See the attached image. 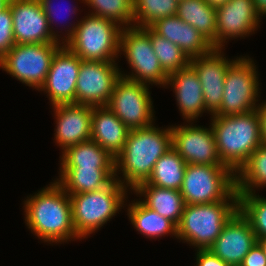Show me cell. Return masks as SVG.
Returning a JSON list of instances; mask_svg holds the SVG:
<instances>
[{
  "mask_svg": "<svg viewBox=\"0 0 266 266\" xmlns=\"http://www.w3.org/2000/svg\"><path fill=\"white\" fill-rule=\"evenodd\" d=\"M23 202L25 225L38 239L52 245L81 240L73 225L70 195L55 180Z\"/></svg>",
  "mask_w": 266,
  "mask_h": 266,
  "instance_id": "cell-1",
  "label": "cell"
},
{
  "mask_svg": "<svg viewBox=\"0 0 266 266\" xmlns=\"http://www.w3.org/2000/svg\"><path fill=\"white\" fill-rule=\"evenodd\" d=\"M162 128L153 124L130 130L115 158V178L130 191L148 180L155 163L172 147L171 126Z\"/></svg>",
  "mask_w": 266,
  "mask_h": 266,
  "instance_id": "cell-2",
  "label": "cell"
},
{
  "mask_svg": "<svg viewBox=\"0 0 266 266\" xmlns=\"http://www.w3.org/2000/svg\"><path fill=\"white\" fill-rule=\"evenodd\" d=\"M222 163L235 173L262 145L257 109L243 114L211 116L210 123Z\"/></svg>",
  "mask_w": 266,
  "mask_h": 266,
  "instance_id": "cell-3",
  "label": "cell"
},
{
  "mask_svg": "<svg viewBox=\"0 0 266 266\" xmlns=\"http://www.w3.org/2000/svg\"><path fill=\"white\" fill-rule=\"evenodd\" d=\"M73 23L69 22V25L64 27L66 33L62 36V44L81 60L116 61L119 58L123 27L114 21L89 13Z\"/></svg>",
  "mask_w": 266,
  "mask_h": 266,
  "instance_id": "cell-4",
  "label": "cell"
},
{
  "mask_svg": "<svg viewBox=\"0 0 266 266\" xmlns=\"http://www.w3.org/2000/svg\"><path fill=\"white\" fill-rule=\"evenodd\" d=\"M129 189L116 178L101 189L69 194L72 207V220L75 232L80 239H85L107 224L128 199Z\"/></svg>",
  "mask_w": 266,
  "mask_h": 266,
  "instance_id": "cell-5",
  "label": "cell"
},
{
  "mask_svg": "<svg viewBox=\"0 0 266 266\" xmlns=\"http://www.w3.org/2000/svg\"><path fill=\"white\" fill-rule=\"evenodd\" d=\"M239 210V200L185 205L177 226V239L198 249H208L225 224Z\"/></svg>",
  "mask_w": 266,
  "mask_h": 266,
  "instance_id": "cell-6",
  "label": "cell"
},
{
  "mask_svg": "<svg viewBox=\"0 0 266 266\" xmlns=\"http://www.w3.org/2000/svg\"><path fill=\"white\" fill-rule=\"evenodd\" d=\"M179 191L185 205L239 200L235 172L228 166L187 164Z\"/></svg>",
  "mask_w": 266,
  "mask_h": 266,
  "instance_id": "cell-7",
  "label": "cell"
},
{
  "mask_svg": "<svg viewBox=\"0 0 266 266\" xmlns=\"http://www.w3.org/2000/svg\"><path fill=\"white\" fill-rule=\"evenodd\" d=\"M255 64L249 56L234 59L225 75L220 108L211 116L243 114L258 108L261 89Z\"/></svg>",
  "mask_w": 266,
  "mask_h": 266,
  "instance_id": "cell-8",
  "label": "cell"
},
{
  "mask_svg": "<svg viewBox=\"0 0 266 266\" xmlns=\"http://www.w3.org/2000/svg\"><path fill=\"white\" fill-rule=\"evenodd\" d=\"M123 52V53H122ZM124 55L131 74L121 72V76L146 85L165 88L168 75L162 69L150 40V27H126L121 31L119 56Z\"/></svg>",
  "mask_w": 266,
  "mask_h": 266,
  "instance_id": "cell-9",
  "label": "cell"
},
{
  "mask_svg": "<svg viewBox=\"0 0 266 266\" xmlns=\"http://www.w3.org/2000/svg\"><path fill=\"white\" fill-rule=\"evenodd\" d=\"M62 43L15 44L1 59L0 69L26 86L39 90Z\"/></svg>",
  "mask_w": 266,
  "mask_h": 266,
  "instance_id": "cell-10",
  "label": "cell"
},
{
  "mask_svg": "<svg viewBox=\"0 0 266 266\" xmlns=\"http://www.w3.org/2000/svg\"><path fill=\"white\" fill-rule=\"evenodd\" d=\"M149 85L121 76L115 83L107 107L130 129H140L155 122Z\"/></svg>",
  "mask_w": 266,
  "mask_h": 266,
  "instance_id": "cell-11",
  "label": "cell"
},
{
  "mask_svg": "<svg viewBox=\"0 0 266 266\" xmlns=\"http://www.w3.org/2000/svg\"><path fill=\"white\" fill-rule=\"evenodd\" d=\"M116 61L81 60L76 82V104L107 106L115 83L121 77Z\"/></svg>",
  "mask_w": 266,
  "mask_h": 266,
  "instance_id": "cell-12",
  "label": "cell"
},
{
  "mask_svg": "<svg viewBox=\"0 0 266 266\" xmlns=\"http://www.w3.org/2000/svg\"><path fill=\"white\" fill-rule=\"evenodd\" d=\"M187 123L171 126L172 147L186 164L226 166L220 160L211 125L207 128Z\"/></svg>",
  "mask_w": 266,
  "mask_h": 266,
  "instance_id": "cell-13",
  "label": "cell"
},
{
  "mask_svg": "<svg viewBox=\"0 0 266 266\" xmlns=\"http://www.w3.org/2000/svg\"><path fill=\"white\" fill-rule=\"evenodd\" d=\"M81 59L63 44L53 56L44 84L38 91L47 94L52 106L76 104V82Z\"/></svg>",
  "mask_w": 266,
  "mask_h": 266,
  "instance_id": "cell-14",
  "label": "cell"
},
{
  "mask_svg": "<svg viewBox=\"0 0 266 266\" xmlns=\"http://www.w3.org/2000/svg\"><path fill=\"white\" fill-rule=\"evenodd\" d=\"M261 17L253 0H229L226 4L218 6L216 48L224 49L228 40L239 37L243 39L252 33L255 34L262 22Z\"/></svg>",
  "mask_w": 266,
  "mask_h": 266,
  "instance_id": "cell-15",
  "label": "cell"
},
{
  "mask_svg": "<svg viewBox=\"0 0 266 266\" xmlns=\"http://www.w3.org/2000/svg\"><path fill=\"white\" fill-rule=\"evenodd\" d=\"M222 50L225 49L213 48L207 54L191 58L189 63L202 85L205 108L209 115H213L220 108L225 75L234 61L226 58Z\"/></svg>",
  "mask_w": 266,
  "mask_h": 266,
  "instance_id": "cell-16",
  "label": "cell"
},
{
  "mask_svg": "<svg viewBox=\"0 0 266 266\" xmlns=\"http://www.w3.org/2000/svg\"><path fill=\"white\" fill-rule=\"evenodd\" d=\"M256 244L257 238L250 221L238 210L208 249L229 266H240Z\"/></svg>",
  "mask_w": 266,
  "mask_h": 266,
  "instance_id": "cell-17",
  "label": "cell"
},
{
  "mask_svg": "<svg viewBox=\"0 0 266 266\" xmlns=\"http://www.w3.org/2000/svg\"><path fill=\"white\" fill-rule=\"evenodd\" d=\"M12 12L15 44L61 43L52 35L39 0H13Z\"/></svg>",
  "mask_w": 266,
  "mask_h": 266,
  "instance_id": "cell-18",
  "label": "cell"
},
{
  "mask_svg": "<svg viewBox=\"0 0 266 266\" xmlns=\"http://www.w3.org/2000/svg\"><path fill=\"white\" fill-rule=\"evenodd\" d=\"M55 117L54 140L61 152L91 139L92 107L80 104L52 106Z\"/></svg>",
  "mask_w": 266,
  "mask_h": 266,
  "instance_id": "cell-19",
  "label": "cell"
},
{
  "mask_svg": "<svg viewBox=\"0 0 266 266\" xmlns=\"http://www.w3.org/2000/svg\"><path fill=\"white\" fill-rule=\"evenodd\" d=\"M168 86L174 89L176 104L186 122L196 121L203 112L209 113L205 108L202 85L190 65L171 73L165 87Z\"/></svg>",
  "mask_w": 266,
  "mask_h": 266,
  "instance_id": "cell-20",
  "label": "cell"
},
{
  "mask_svg": "<svg viewBox=\"0 0 266 266\" xmlns=\"http://www.w3.org/2000/svg\"><path fill=\"white\" fill-rule=\"evenodd\" d=\"M149 27L180 47L189 59L207 54L213 49L211 43L198 30L177 15L160 18Z\"/></svg>",
  "mask_w": 266,
  "mask_h": 266,
  "instance_id": "cell-21",
  "label": "cell"
},
{
  "mask_svg": "<svg viewBox=\"0 0 266 266\" xmlns=\"http://www.w3.org/2000/svg\"><path fill=\"white\" fill-rule=\"evenodd\" d=\"M130 129L107 107H92L91 139L112 157L123 150Z\"/></svg>",
  "mask_w": 266,
  "mask_h": 266,
  "instance_id": "cell-22",
  "label": "cell"
},
{
  "mask_svg": "<svg viewBox=\"0 0 266 266\" xmlns=\"http://www.w3.org/2000/svg\"><path fill=\"white\" fill-rule=\"evenodd\" d=\"M135 195L144 197L139 200L149 209L172 221L178 226L185 202L181 192L175 189L149 185L146 182L139 184L133 191Z\"/></svg>",
  "mask_w": 266,
  "mask_h": 266,
  "instance_id": "cell-23",
  "label": "cell"
},
{
  "mask_svg": "<svg viewBox=\"0 0 266 266\" xmlns=\"http://www.w3.org/2000/svg\"><path fill=\"white\" fill-rule=\"evenodd\" d=\"M55 181L68 194L91 192L108 186L115 179V169L59 168Z\"/></svg>",
  "mask_w": 266,
  "mask_h": 266,
  "instance_id": "cell-24",
  "label": "cell"
},
{
  "mask_svg": "<svg viewBox=\"0 0 266 266\" xmlns=\"http://www.w3.org/2000/svg\"><path fill=\"white\" fill-rule=\"evenodd\" d=\"M60 168L115 169V158L90 139L63 151Z\"/></svg>",
  "mask_w": 266,
  "mask_h": 266,
  "instance_id": "cell-25",
  "label": "cell"
},
{
  "mask_svg": "<svg viewBox=\"0 0 266 266\" xmlns=\"http://www.w3.org/2000/svg\"><path fill=\"white\" fill-rule=\"evenodd\" d=\"M129 202L127 215L133 227L146 238L157 239L171 235L177 238V226L167 218L146 207L140 200Z\"/></svg>",
  "mask_w": 266,
  "mask_h": 266,
  "instance_id": "cell-26",
  "label": "cell"
},
{
  "mask_svg": "<svg viewBox=\"0 0 266 266\" xmlns=\"http://www.w3.org/2000/svg\"><path fill=\"white\" fill-rule=\"evenodd\" d=\"M176 15L198 30L216 48V8L205 0H179Z\"/></svg>",
  "mask_w": 266,
  "mask_h": 266,
  "instance_id": "cell-27",
  "label": "cell"
},
{
  "mask_svg": "<svg viewBox=\"0 0 266 266\" xmlns=\"http://www.w3.org/2000/svg\"><path fill=\"white\" fill-rule=\"evenodd\" d=\"M186 162L179 153L171 147L154 165L147 184L162 188L180 190Z\"/></svg>",
  "mask_w": 266,
  "mask_h": 266,
  "instance_id": "cell-28",
  "label": "cell"
},
{
  "mask_svg": "<svg viewBox=\"0 0 266 266\" xmlns=\"http://www.w3.org/2000/svg\"><path fill=\"white\" fill-rule=\"evenodd\" d=\"M235 176L238 194H252L266 187V145H260L235 173Z\"/></svg>",
  "mask_w": 266,
  "mask_h": 266,
  "instance_id": "cell-29",
  "label": "cell"
},
{
  "mask_svg": "<svg viewBox=\"0 0 266 266\" xmlns=\"http://www.w3.org/2000/svg\"><path fill=\"white\" fill-rule=\"evenodd\" d=\"M89 14L109 19L121 27L134 26L133 0H84Z\"/></svg>",
  "mask_w": 266,
  "mask_h": 266,
  "instance_id": "cell-30",
  "label": "cell"
},
{
  "mask_svg": "<svg viewBox=\"0 0 266 266\" xmlns=\"http://www.w3.org/2000/svg\"><path fill=\"white\" fill-rule=\"evenodd\" d=\"M178 0H133L134 26L149 27L156 20L174 16Z\"/></svg>",
  "mask_w": 266,
  "mask_h": 266,
  "instance_id": "cell-31",
  "label": "cell"
},
{
  "mask_svg": "<svg viewBox=\"0 0 266 266\" xmlns=\"http://www.w3.org/2000/svg\"><path fill=\"white\" fill-rule=\"evenodd\" d=\"M150 40L154 53L158 57L162 69L168 76L189 65L190 59L180 47L156 34L151 28Z\"/></svg>",
  "mask_w": 266,
  "mask_h": 266,
  "instance_id": "cell-32",
  "label": "cell"
},
{
  "mask_svg": "<svg viewBox=\"0 0 266 266\" xmlns=\"http://www.w3.org/2000/svg\"><path fill=\"white\" fill-rule=\"evenodd\" d=\"M238 196L239 210L250 221L256 238H266V197L256 193Z\"/></svg>",
  "mask_w": 266,
  "mask_h": 266,
  "instance_id": "cell-33",
  "label": "cell"
},
{
  "mask_svg": "<svg viewBox=\"0 0 266 266\" xmlns=\"http://www.w3.org/2000/svg\"><path fill=\"white\" fill-rule=\"evenodd\" d=\"M15 45L10 7L0 12V59Z\"/></svg>",
  "mask_w": 266,
  "mask_h": 266,
  "instance_id": "cell-34",
  "label": "cell"
},
{
  "mask_svg": "<svg viewBox=\"0 0 266 266\" xmlns=\"http://www.w3.org/2000/svg\"><path fill=\"white\" fill-rule=\"evenodd\" d=\"M54 1V0H53ZM53 1L52 0H39V2H40V4H41V7H42V9H43V11H44V14L46 15V17H47V20H48V25H49V29H50V32L52 33V35H53V37L58 41V42H61L62 43V35L60 34H58V33H61V32H59V31H57L56 30V28H53V26H54V24L57 22V21H55V16L57 15V16H59L60 14L58 13V11L56 10V8L54 7V3H53ZM71 5V4H70ZM70 7V6H69ZM72 7V6H71ZM77 8H79V7H76L75 6V4L73 5V8H68L67 10L70 12V15L71 14H74V15H76L77 14V11L79 10V9H77ZM58 10H59V12L61 11V9H59L58 8ZM62 12V11H61ZM59 15H58V14ZM67 19V18H66ZM68 20V19H67ZM54 21H55V23H54ZM66 21V20H65ZM66 24H67V22H66ZM56 31H55V30ZM61 40V41H60Z\"/></svg>",
  "mask_w": 266,
  "mask_h": 266,
  "instance_id": "cell-35",
  "label": "cell"
},
{
  "mask_svg": "<svg viewBox=\"0 0 266 266\" xmlns=\"http://www.w3.org/2000/svg\"><path fill=\"white\" fill-rule=\"evenodd\" d=\"M196 251V266H229L209 249H198Z\"/></svg>",
  "mask_w": 266,
  "mask_h": 266,
  "instance_id": "cell-36",
  "label": "cell"
},
{
  "mask_svg": "<svg viewBox=\"0 0 266 266\" xmlns=\"http://www.w3.org/2000/svg\"><path fill=\"white\" fill-rule=\"evenodd\" d=\"M240 266H266V255L258 243L250 249Z\"/></svg>",
  "mask_w": 266,
  "mask_h": 266,
  "instance_id": "cell-37",
  "label": "cell"
},
{
  "mask_svg": "<svg viewBox=\"0 0 266 266\" xmlns=\"http://www.w3.org/2000/svg\"><path fill=\"white\" fill-rule=\"evenodd\" d=\"M257 111L260 116V122H261V138L263 145H266V100L262 101V103L259 102Z\"/></svg>",
  "mask_w": 266,
  "mask_h": 266,
  "instance_id": "cell-38",
  "label": "cell"
},
{
  "mask_svg": "<svg viewBox=\"0 0 266 266\" xmlns=\"http://www.w3.org/2000/svg\"><path fill=\"white\" fill-rule=\"evenodd\" d=\"M256 4L258 12L262 15V18L266 15V0H253Z\"/></svg>",
  "mask_w": 266,
  "mask_h": 266,
  "instance_id": "cell-39",
  "label": "cell"
},
{
  "mask_svg": "<svg viewBox=\"0 0 266 266\" xmlns=\"http://www.w3.org/2000/svg\"><path fill=\"white\" fill-rule=\"evenodd\" d=\"M212 7L217 8L218 6L226 4L229 0H205Z\"/></svg>",
  "mask_w": 266,
  "mask_h": 266,
  "instance_id": "cell-40",
  "label": "cell"
},
{
  "mask_svg": "<svg viewBox=\"0 0 266 266\" xmlns=\"http://www.w3.org/2000/svg\"><path fill=\"white\" fill-rule=\"evenodd\" d=\"M257 243L260 245L264 251V254L266 255V238L257 239Z\"/></svg>",
  "mask_w": 266,
  "mask_h": 266,
  "instance_id": "cell-41",
  "label": "cell"
},
{
  "mask_svg": "<svg viewBox=\"0 0 266 266\" xmlns=\"http://www.w3.org/2000/svg\"><path fill=\"white\" fill-rule=\"evenodd\" d=\"M7 0H0V12L8 6Z\"/></svg>",
  "mask_w": 266,
  "mask_h": 266,
  "instance_id": "cell-42",
  "label": "cell"
}]
</instances>
